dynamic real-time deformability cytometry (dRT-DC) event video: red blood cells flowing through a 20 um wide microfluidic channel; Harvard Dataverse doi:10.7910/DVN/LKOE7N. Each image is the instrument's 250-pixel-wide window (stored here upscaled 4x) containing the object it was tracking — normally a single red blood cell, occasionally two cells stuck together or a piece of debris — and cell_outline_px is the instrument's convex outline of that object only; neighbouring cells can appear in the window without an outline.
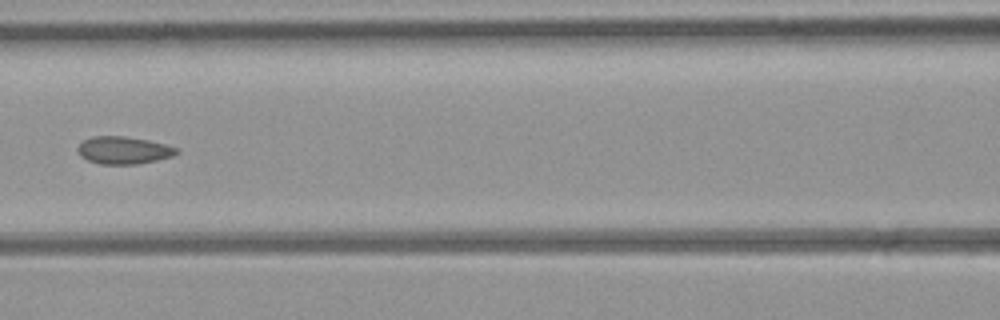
{"species": "common noctule bat (a hibernating species)", "species_latin": "Nyctalus noctula", "temperature_condition": "room temperature", "stored_images_in_passage": 5, "camera_frame_rate_fps": 3000, "um_per_image_px": 0.085, "animal": {"sex": "female", "body_mass_g": 21.9}, "frame": {"image": 1, "passage_image": 5, "time_ms": 4.333, "image_size_px": [1000, 320], "cell_outline_px": [[180, 152], [172, 156], [156, 160], [136, 164], [100, 164], [88, 160], [80, 156], [76, 148], [84, 140], [92, 136], [124, 136], [148, 140], [180, 148]], "centroid_in_image_um": [10.51, 12.77], "position_along_channel_um": 156.1, "area_um2": 15.84}}